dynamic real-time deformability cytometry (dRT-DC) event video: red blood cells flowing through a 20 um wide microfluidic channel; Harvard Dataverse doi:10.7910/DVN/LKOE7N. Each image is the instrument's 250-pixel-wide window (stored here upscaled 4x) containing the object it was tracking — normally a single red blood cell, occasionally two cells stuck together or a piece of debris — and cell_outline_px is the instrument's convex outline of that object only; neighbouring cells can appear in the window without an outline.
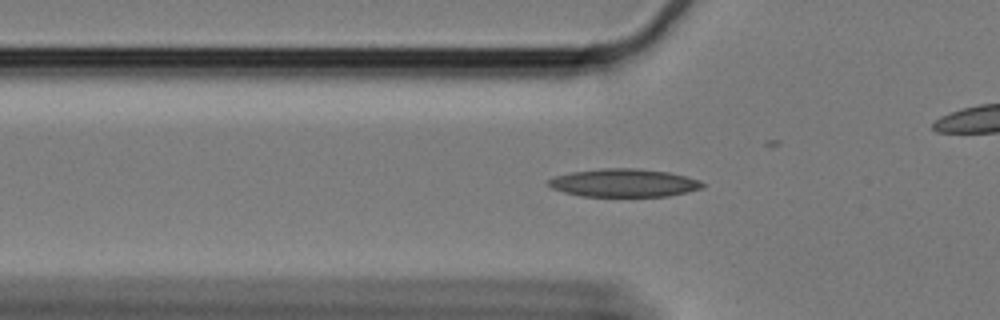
{"species": "Egyptian fruit bat (a non-hibernating species)", "species_latin": "Rousettus aegyptiacus", "temperature_condition": "cold", "stored_images_in_passage": 62, "camera_frame_rate_fps": 3000, "um_per_image_px": 0.085, "animal": {"sex": "female"}, "frame": {"image": 1, "passage_image": 20, "time_ms": 6.333, "image_size_px": [1000, 320], "cell_outline_px": [[704, 184], [700, 188], [668, 196], [580, 196], [564, 192], [552, 188], [548, 184], [548, 180], [556, 176], [572, 172], [604, 168], [636, 168], [668, 172], [700, 180]], "centroid_in_image_um": [53.0, 15.54], "position_along_channel_um": 72.8, "area_um2": 24.85}}
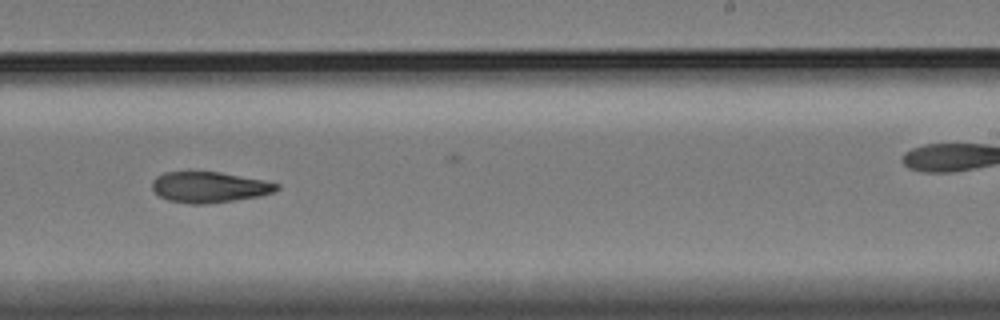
{"frame": {"image": 2, "passage_image": 38, "time_ms": 12.333, "image_size_px": [1000, 320], "cell_outline_px": [[280, 188], [272, 192], [260, 196], [236, 200], [208, 204], [188, 204], [168, 200], [160, 196], [152, 188], [152, 180], [156, 176], [164, 172], [220, 172], [264, 180], [280, 184]], "centroid_in_image_um": [17.79, 15.91], "position_along_channel_um": 271.2, "area_um2": 22.43}}
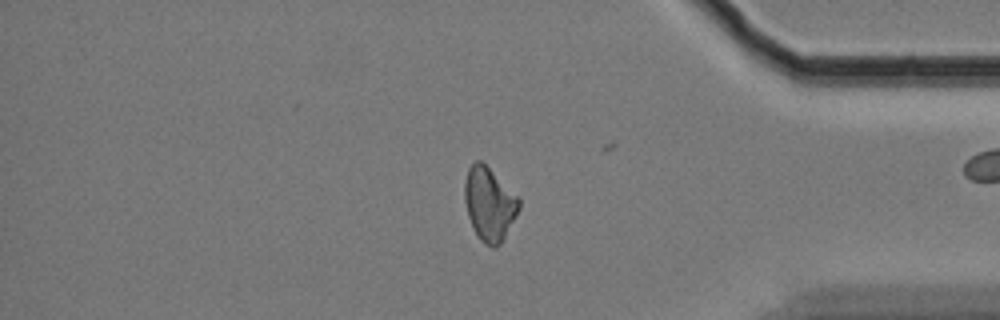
{"frame": {"image": 3, "passage_image": 51, "time_ms": 16.667, "image_size_px": [1000, 320], "cell_outline_px": [[520, 208], [516, 216], [500, 244], [496, 248], [492, 248], [484, 244], [480, 240], [472, 228], [468, 216], [464, 200], [464, 180], [468, 168], [476, 160], [480, 160], [520, 200]], "centroid_in_image_um": [41.56, 17.38], "position_along_channel_um": 393.6, "area_um2": 23.0}}